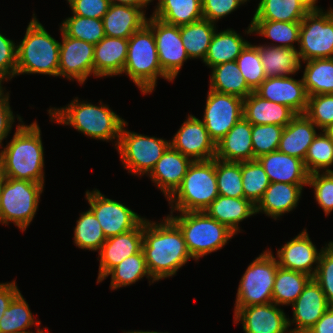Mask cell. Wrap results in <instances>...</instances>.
<instances>
[{
  "instance_id": "44",
  "label": "cell",
  "mask_w": 333,
  "mask_h": 333,
  "mask_svg": "<svg viewBox=\"0 0 333 333\" xmlns=\"http://www.w3.org/2000/svg\"><path fill=\"white\" fill-rule=\"evenodd\" d=\"M60 25L61 30L67 36L93 45H96L105 37L102 19L72 15L63 20Z\"/></svg>"
},
{
  "instance_id": "15",
  "label": "cell",
  "mask_w": 333,
  "mask_h": 333,
  "mask_svg": "<svg viewBox=\"0 0 333 333\" xmlns=\"http://www.w3.org/2000/svg\"><path fill=\"white\" fill-rule=\"evenodd\" d=\"M61 38L58 76L84 84L90 75L94 76L95 45L67 36L60 27Z\"/></svg>"
},
{
  "instance_id": "4",
  "label": "cell",
  "mask_w": 333,
  "mask_h": 333,
  "mask_svg": "<svg viewBox=\"0 0 333 333\" xmlns=\"http://www.w3.org/2000/svg\"><path fill=\"white\" fill-rule=\"evenodd\" d=\"M60 42L53 38L35 14L22 41L17 44L16 75L43 74L58 76Z\"/></svg>"
},
{
  "instance_id": "22",
  "label": "cell",
  "mask_w": 333,
  "mask_h": 333,
  "mask_svg": "<svg viewBox=\"0 0 333 333\" xmlns=\"http://www.w3.org/2000/svg\"><path fill=\"white\" fill-rule=\"evenodd\" d=\"M192 162L169 146L148 175L168 199L180 186Z\"/></svg>"
},
{
  "instance_id": "1",
  "label": "cell",
  "mask_w": 333,
  "mask_h": 333,
  "mask_svg": "<svg viewBox=\"0 0 333 333\" xmlns=\"http://www.w3.org/2000/svg\"><path fill=\"white\" fill-rule=\"evenodd\" d=\"M164 218L160 223L143 220L142 250L155 281L176 275L192 258L178 225L168 215Z\"/></svg>"
},
{
  "instance_id": "18",
  "label": "cell",
  "mask_w": 333,
  "mask_h": 333,
  "mask_svg": "<svg viewBox=\"0 0 333 333\" xmlns=\"http://www.w3.org/2000/svg\"><path fill=\"white\" fill-rule=\"evenodd\" d=\"M317 250L306 229L277 249L276 259L280 267L315 276L322 252ZM316 266H315V265Z\"/></svg>"
},
{
  "instance_id": "19",
  "label": "cell",
  "mask_w": 333,
  "mask_h": 333,
  "mask_svg": "<svg viewBox=\"0 0 333 333\" xmlns=\"http://www.w3.org/2000/svg\"><path fill=\"white\" fill-rule=\"evenodd\" d=\"M293 319H288V326L295 324L291 333H307L330 307L320 285L312 278L300 296L291 305Z\"/></svg>"
},
{
  "instance_id": "62",
  "label": "cell",
  "mask_w": 333,
  "mask_h": 333,
  "mask_svg": "<svg viewBox=\"0 0 333 333\" xmlns=\"http://www.w3.org/2000/svg\"><path fill=\"white\" fill-rule=\"evenodd\" d=\"M2 82H4L1 78H0V90H2L4 87H2Z\"/></svg>"
},
{
  "instance_id": "26",
  "label": "cell",
  "mask_w": 333,
  "mask_h": 333,
  "mask_svg": "<svg viewBox=\"0 0 333 333\" xmlns=\"http://www.w3.org/2000/svg\"><path fill=\"white\" fill-rule=\"evenodd\" d=\"M252 125L242 117L216 144V156L223 161L245 162L254 160Z\"/></svg>"
},
{
  "instance_id": "45",
  "label": "cell",
  "mask_w": 333,
  "mask_h": 333,
  "mask_svg": "<svg viewBox=\"0 0 333 333\" xmlns=\"http://www.w3.org/2000/svg\"><path fill=\"white\" fill-rule=\"evenodd\" d=\"M241 174L244 198L256 205L271 183L269 177L257 160L241 162Z\"/></svg>"
},
{
  "instance_id": "27",
  "label": "cell",
  "mask_w": 333,
  "mask_h": 333,
  "mask_svg": "<svg viewBox=\"0 0 333 333\" xmlns=\"http://www.w3.org/2000/svg\"><path fill=\"white\" fill-rule=\"evenodd\" d=\"M128 39L105 36L94 48V76L121 75L127 60Z\"/></svg>"
},
{
  "instance_id": "12",
  "label": "cell",
  "mask_w": 333,
  "mask_h": 333,
  "mask_svg": "<svg viewBox=\"0 0 333 333\" xmlns=\"http://www.w3.org/2000/svg\"><path fill=\"white\" fill-rule=\"evenodd\" d=\"M85 196L106 239L136 228L145 219L124 204L105 197L98 189L87 190Z\"/></svg>"
},
{
  "instance_id": "49",
  "label": "cell",
  "mask_w": 333,
  "mask_h": 333,
  "mask_svg": "<svg viewBox=\"0 0 333 333\" xmlns=\"http://www.w3.org/2000/svg\"><path fill=\"white\" fill-rule=\"evenodd\" d=\"M321 131L333 123V94H318L308 97L304 113Z\"/></svg>"
},
{
  "instance_id": "56",
  "label": "cell",
  "mask_w": 333,
  "mask_h": 333,
  "mask_svg": "<svg viewBox=\"0 0 333 333\" xmlns=\"http://www.w3.org/2000/svg\"><path fill=\"white\" fill-rule=\"evenodd\" d=\"M16 281L0 283V319L12 300L20 293Z\"/></svg>"
},
{
  "instance_id": "54",
  "label": "cell",
  "mask_w": 333,
  "mask_h": 333,
  "mask_svg": "<svg viewBox=\"0 0 333 333\" xmlns=\"http://www.w3.org/2000/svg\"><path fill=\"white\" fill-rule=\"evenodd\" d=\"M72 14L86 18L102 19L110 7L109 0H67Z\"/></svg>"
},
{
  "instance_id": "20",
  "label": "cell",
  "mask_w": 333,
  "mask_h": 333,
  "mask_svg": "<svg viewBox=\"0 0 333 333\" xmlns=\"http://www.w3.org/2000/svg\"><path fill=\"white\" fill-rule=\"evenodd\" d=\"M142 243L143 221L128 232L107 238L98 252L100 263L96 283H100L106 274L125 258L139 253L142 250Z\"/></svg>"
},
{
  "instance_id": "55",
  "label": "cell",
  "mask_w": 333,
  "mask_h": 333,
  "mask_svg": "<svg viewBox=\"0 0 333 333\" xmlns=\"http://www.w3.org/2000/svg\"><path fill=\"white\" fill-rule=\"evenodd\" d=\"M5 88L0 90V146L2 147V142L7 138L9 133H11L12 124L15 122V116L9 105V92L4 94ZM0 147V149H1Z\"/></svg>"
},
{
  "instance_id": "33",
  "label": "cell",
  "mask_w": 333,
  "mask_h": 333,
  "mask_svg": "<svg viewBox=\"0 0 333 333\" xmlns=\"http://www.w3.org/2000/svg\"><path fill=\"white\" fill-rule=\"evenodd\" d=\"M153 17L165 23L183 26L203 18L201 0H158Z\"/></svg>"
},
{
  "instance_id": "40",
  "label": "cell",
  "mask_w": 333,
  "mask_h": 333,
  "mask_svg": "<svg viewBox=\"0 0 333 333\" xmlns=\"http://www.w3.org/2000/svg\"><path fill=\"white\" fill-rule=\"evenodd\" d=\"M311 279L309 275L279 266L272 291L273 303L292 305Z\"/></svg>"
},
{
  "instance_id": "36",
  "label": "cell",
  "mask_w": 333,
  "mask_h": 333,
  "mask_svg": "<svg viewBox=\"0 0 333 333\" xmlns=\"http://www.w3.org/2000/svg\"><path fill=\"white\" fill-rule=\"evenodd\" d=\"M216 30V24L204 18L180 26L182 43L190 59L199 58L204 61Z\"/></svg>"
},
{
  "instance_id": "7",
  "label": "cell",
  "mask_w": 333,
  "mask_h": 333,
  "mask_svg": "<svg viewBox=\"0 0 333 333\" xmlns=\"http://www.w3.org/2000/svg\"><path fill=\"white\" fill-rule=\"evenodd\" d=\"M168 215L183 233L187 250L192 259L199 258L222 249L236 235L226 225L210 217L205 211L179 212Z\"/></svg>"
},
{
  "instance_id": "52",
  "label": "cell",
  "mask_w": 333,
  "mask_h": 333,
  "mask_svg": "<svg viewBox=\"0 0 333 333\" xmlns=\"http://www.w3.org/2000/svg\"><path fill=\"white\" fill-rule=\"evenodd\" d=\"M17 43L0 33V78L11 80L16 76Z\"/></svg>"
},
{
  "instance_id": "65",
  "label": "cell",
  "mask_w": 333,
  "mask_h": 333,
  "mask_svg": "<svg viewBox=\"0 0 333 333\" xmlns=\"http://www.w3.org/2000/svg\"><path fill=\"white\" fill-rule=\"evenodd\" d=\"M0 196H1V175H0Z\"/></svg>"
},
{
  "instance_id": "5",
  "label": "cell",
  "mask_w": 333,
  "mask_h": 333,
  "mask_svg": "<svg viewBox=\"0 0 333 333\" xmlns=\"http://www.w3.org/2000/svg\"><path fill=\"white\" fill-rule=\"evenodd\" d=\"M219 196L216 158L193 161L177 190L167 199L173 212H201Z\"/></svg>"
},
{
  "instance_id": "41",
  "label": "cell",
  "mask_w": 333,
  "mask_h": 333,
  "mask_svg": "<svg viewBox=\"0 0 333 333\" xmlns=\"http://www.w3.org/2000/svg\"><path fill=\"white\" fill-rule=\"evenodd\" d=\"M41 321L34 319L28 303L21 292L12 300L0 319V333H34L28 328L38 327ZM43 329L37 328V333Z\"/></svg>"
},
{
  "instance_id": "43",
  "label": "cell",
  "mask_w": 333,
  "mask_h": 333,
  "mask_svg": "<svg viewBox=\"0 0 333 333\" xmlns=\"http://www.w3.org/2000/svg\"><path fill=\"white\" fill-rule=\"evenodd\" d=\"M304 165L309 174L322 171L333 172L330 169L333 165V140L326 131H321L314 138L307 150Z\"/></svg>"
},
{
  "instance_id": "28",
  "label": "cell",
  "mask_w": 333,
  "mask_h": 333,
  "mask_svg": "<svg viewBox=\"0 0 333 333\" xmlns=\"http://www.w3.org/2000/svg\"><path fill=\"white\" fill-rule=\"evenodd\" d=\"M147 19L142 8L111 4L102 18L105 36L129 39L146 24Z\"/></svg>"
},
{
  "instance_id": "2",
  "label": "cell",
  "mask_w": 333,
  "mask_h": 333,
  "mask_svg": "<svg viewBox=\"0 0 333 333\" xmlns=\"http://www.w3.org/2000/svg\"><path fill=\"white\" fill-rule=\"evenodd\" d=\"M17 119L20 124L15 128L13 138L0 151V175L44 185V147L40 127L37 121L26 125L19 115Z\"/></svg>"
},
{
  "instance_id": "10",
  "label": "cell",
  "mask_w": 333,
  "mask_h": 333,
  "mask_svg": "<svg viewBox=\"0 0 333 333\" xmlns=\"http://www.w3.org/2000/svg\"><path fill=\"white\" fill-rule=\"evenodd\" d=\"M125 122L120 132L117 150L120 154L122 165L128 173L134 175H145L151 172L163 153L170 146V141L149 137L125 129Z\"/></svg>"
},
{
  "instance_id": "39",
  "label": "cell",
  "mask_w": 333,
  "mask_h": 333,
  "mask_svg": "<svg viewBox=\"0 0 333 333\" xmlns=\"http://www.w3.org/2000/svg\"><path fill=\"white\" fill-rule=\"evenodd\" d=\"M302 80L308 97L333 94V58L304 61Z\"/></svg>"
},
{
  "instance_id": "48",
  "label": "cell",
  "mask_w": 333,
  "mask_h": 333,
  "mask_svg": "<svg viewBox=\"0 0 333 333\" xmlns=\"http://www.w3.org/2000/svg\"><path fill=\"white\" fill-rule=\"evenodd\" d=\"M284 127L275 124L252 125L254 160L264 154L278 150Z\"/></svg>"
},
{
  "instance_id": "51",
  "label": "cell",
  "mask_w": 333,
  "mask_h": 333,
  "mask_svg": "<svg viewBox=\"0 0 333 333\" xmlns=\"http://www.w3.org/2000/svg\"><path fill=\"white\" fill-rule=\"evenodd\" d=\"M320 285L330 307H333V241L322 249L317 271L313 277Z\"/></svg>"
},
{
  "instance_id": "59",
  "label": "cell",
  "mask_w": 333,
  "mask_h": 333,
  "mask_svg": "<svg viewBox=\"0 0 333 333\" xmlns=\"http://www.w3.org/2000/svg\"><path fill=\"white\" fill-rule=\"evenodd\" d=\"M309 11H322V8H318L316 5L318 0H300Z\"/></svg>"
},
{
  "instance_id": "32",
  "label": "cell",
  "mask_w": 333,
  "mask_h": 333,
  "mask_svg": "<svg viewBox=\"0 0 333 333\" xmlns=\"http://www.w3.org/2000/svg\"><path fill=\"white\" fill-rule=\"evenodd\" d=\"M217 32L218 30L212 36L208 52L203 61L209 68L226 62L236 61L237 57L249 43L239 33L230 28Z\"/></svg>"
},
{
  "instance_id": "58",
  "label": "cell",
  "mask_w": 333,
  "mask_h": 333,
  "mask_svg": "<svg viewBox=\"0 0 333 333\" xmlns=\"http://www.w3.org/2000/svg\"><path fill=\"white\" fill-rule=\"evenodd\" d=\"M154 0H109L110 4H123V5H131L135 7L146 9L149 3Z\"/></svg>"
},
{
  "instance_id": "63",
  "label": "cell",
  "mask_w": 333,
  "mask_h": 333,
  "mask_svg": "<svg viewBox=\"0 0 333 333\" xmlns=\"http://www.w3.org/2000/svg\"><path fill=\"white\" fill-rule=\"evenodd\" d=\"M124 333H139V332L138 331H127V332L124 331Z\"/></svg>"
},
{
  "instance_id": "13",
  "label": "cell",
  "mask_w": 333,
  "mask_h": 333,
  "mask_svg": "<svg viewBox=\"0 0 333 333\" xmlns=\"http://www.w3.org/2000/svg\"><path fill=\"white\" fill-rule=\"evenodd\" d=\"M203 120L211 139L217 144L243 117V98L209 89Z\"/></svg>"
},
{
  "instance_id": "14",
  "label": "cell",
  "mask_w": 333,
  "mask_h": 333,
  "mask_svg": "<svg viewBox=\"0 0 333 333\" xmlns=\"http://www.w3.org/2000/svg\"><path fill=\"white\" fill-rule=\"evenodd\" d=\"M146 24L153 30L161 68L173 81L184 62L190 59L182 43L180 27L165 23L152 15Z\"/></svg>"
},
{
  "instance_id": "8",
  "label": "cell",
  "mask_w": 333,
  "mask_h": 333,
  "mask_svg": "<svg viewBox=\"0 0 333 333\" xmlns=\"http://www.w3.org/2000/svg\"><path fill=\"white\" fill-rule=\"evenodd\" d=\"M44 185L1 176L0 223H14L21 231L36 215Z\"/></svg>"
},
{
  "instance_id": "38",
  "label": "cell",
  "mask_w": 333,
  "mask_h": 333,
  "mask_svg": "<svg viewBox=\"0 0 333 333\" xmlns=\"http://www.w3.org/2000/svg\"><path fill=\"white\" fill-rule=\"evenodd\" d=\"M109 275H111V290L132 285L141 278L143 279V277L148 278L149 284L156 282L148 271L143 250L125 258L121 263L112 268L100 282Z\"/></svg>"
},
{
  "instance_id": "16",
  "label": "cell",
  "mask_w": 333,
  "mask_h": 333,
  "mask_svg": "<svg viewBox=\"0 0 333 333\" xmlns=\"http://www.w3.org/2000/svg\"><path fill=\"white\" fill-rule=\"evenodd\" d=\"M174 135L170 141V146L192 161H205L215 158L216 144L209 136L201 119L194 115H188Z\"/></svg>"
},
{
  "instance_id": "17",
  "label": "cell",
  "mask_w": 333,
  "mask_h": 333,
  "mask_svg": "<svg viewBox=\"0 0 333 333\" xmlns=\"http://www.w3.org/2000/svg\"><path fill=\"white\" fill-rule=\"evenodd\" d=\"M288 319L273 302L242 307L234 314V323L241 322L245 333H291Z\"/></svg>"
},
{
  "instance_id": "42",
  "label": "cell",
  "mask_w": 333,
  "mask_h": 333,
  "mask_svg": "<svg viewBox=\"0 0 333 333\" xmlns=\"http://www.w3.org/2000/svg\"><path fill=\"white\" fill-rule=\"evenodd\" d=\"M76 222L73 237L74 244L83 250H98L99 252L106 241V237L93 212L90 209L81 212Z\"/></svg>"
},
{
  "instance_id": "29",
  "label": "cell",
  "mask_w": 333,
  "mask_h": 333,
  "mask_svg": "<svg viewBox=\"0 0 333 333\" xmlns=\"http://www.w3.org/2000/svg\"><path fill=\"white\" fill-rule=\"evenodd\" d=\"M319 129L305 114H297L283 129L278 151L304 161Z\"/></svg>"
},
{
  "instance_id": "9",
  "label": "cell",
  "mask_w": 333,
  "mask_h": 333,
  "mask_svg": "<svg viewBox=\"0 0 333 333\" xmlns=\"http://www.w3.org/2000/svg\"><path fill=\"white\" fill-rule=\"evenodd\" d=\"M279 267L271 249L249 264L238 285L234 314L242 307L273 302L272 291Z\"/></svg>"
},
{
  "instance_id": "50",
  "label": "cell",
  "mask_w": 333,
  "mask_h": 333,
  "mask_svg": "<svg viewBox=\"0 0 333 333\" xmlns=\"http://www.w3.org/2000/svg\"><path fill=\"white\" fill-rule=\"evenodd\" d=\"M307 186L314 188V199L328 216L333 211V172L309 174Z\"/></svg>"
},
{
  "instance_id": "64",
  "label": "cell",
  "mask_w": 333,
  "mask_h": 333,
  "mask_svg": "<svg viewBox=\"0 0 333 333\" xmlns=\"http://www.w3.org/2000/svg\"><path fill=\"white\" fill-rule=\"evenodd\" d=\"M44 331H47V329L45 328V330L43 329L40 333H46ZM47 333H49V331H47Z\"/></svg>"
},
{
  "instance_id": "24",
  "label": "cell",
  "mask_w": 333,
  "mask_h": 333,
  "mask_svg": "<svg viewBox=\"0 0 333 333\" xmlns=\"http://www.w3.org/2000/svg\"><path fill=\"white\" fill-rule=\"evenodd\" d=\"M306 185L308 184L270 183L255 205L256 214L261 212L276 220L283 214L289 213L297 207L303 187Z\"/></svg>"
},
{
  "instance_id": "21",
  "label": "cell",
  "mask_w": 333,
  "mask_h": 333,
  "mask_svg": "<svg viewBox=\"0 0 333 333\" xmlns=\"http://www.w3.org/2000/svg\"><path fill=\"white\" fill-rule=\"evenodd\" d=\"M255 92L264 99L288 106L296 114H304L308 95L303 80L289 77L266 78Z\"/></svg>"
},
{
  "instance_id": "3",
  "label": "cell",
  "mask_w": 333,
  "mask_h": 333,
  "mask_svg": "<svg viewBox=\"0 0 333 333\" xmlns=\"http://www.w3.org/2000/svg\"><path fill=\"white\" fill-rule=\"evenodd\" d=\"M48 114L51 122L74 127L93 139L107 142L116 139L115 148L119 143L122 126L126 122L101 101L99 106H96L87 101L80 102L78 97L66 107L50 108Z\"/></svg>"
},
{
  "instance_id": "30",
  "label": "cell",
  "mask_w": 333,
  "mask_h": 333,
  "mask_svg": "<svg viewBox=\"0 0 333 333\" xmlns=\"http://www.w3.org/2000/svg\"><path fill=\"white\" fill-rule=\"evenodd\" d=\"M205 212L219 223L226 225L235 234L240 231V222L256 214L255 205L250 200L244 197L221 195L209 205Z\"/></svg>"
},
{
  "instance_id": "6",
  "label": "cell",
  "mask_w": 333,
  "mask_h": 333,
  "mask_svg": "<svg viewBox=\"0 0 333 333\" xmlns=\"http://www.w3.org/2000/svg\"><path fill=\"white\" fill-rule=\"evenodd\" d=\"M123 73L130 77L143 95L153 92L158 77L172 82L161 68L153 30L147 24L128 39Z\"/></svg>"
},
{
  "instance_id": "61",
  "label": "cell",
  "mask_w": 333,
  "mask_h": 333,
  "mask_svg": "<svg viewBox=\"0 0 333 333\" xmlns=\"http://www.w3.org/2000/svg\"><path fill=\"white\" fill-rule=\"evenodd\" d=\"M139 333H164V332H156V331H138ZM165 333H168V332H165Z\"/></svg>"
},
{
  "instance_id": "35",
  "label": "cell",
  "mask_w": 333,
  "mask_h": 333,
  "mask_svg": "<svg viewBox=\"0 0 333 333\" xmlns=\"http://www.w3.org/2000/svg\"><path fill=\"white\" fill-rule=\"evenodd\" d=\"M209 89L219 93L232 94L246 98L253 90L241 75L236 61L226 62L212 67Z\"/></svg>"
},
{
  "instance_id": "53",
  "label": "cell",
  "mask_w": 333,
  "mask_h": 333,
  "mask_svg": "<svg viewBox=\"0 0 333 333\" xmlns=\"http://www.w3.org/2000/svg\"><path fill=\"white\" fill-rule=\"evenodd\" d=\"M203 18L216 24L219 19L224 18L233 11H236L240 5L244 4L242 0H201Z\"/></svg>"
},
{
  "instance_id": "31",
  "label": "cell",
  "mask_w": 333,
  "mask_h": 333,
  "mask_svg": "<svg viewBox=\"0 0 333 333\" xmlns=\"http://www.w3.org/2000/svg\"><path fill=\"white\" fill-rule=\"evenodd\" d=\"M258 50L266 78L289 77L302 67L297 50L270 44L258 45Z\"/></svg>"
},
{
  "instance_id": "47",
  "label": "cell",
  "mask_w": 333,
  "mask_h": 333,
  "mask_svg": "<svg viewBox=\"0 0 333 333\" xmlns=\"http://www.w3.org/2000/svg\"><path fill=\"white\" fill-rule=\"evenodd\" d=\"M236 63L247 85L255 91L266 79L265 71L260 60L258 45L250 42L237 57Z\"/></svg>"
},
{
  "instance_id": "34",
  "label": "cell",
  "mask_w": 333,
  "mask_h": 333,
  "mask_svg": "<svg viewBox=\"0 0 333 333\" xmlns=\"http://www.w3.org/2000/svg\"><path fill=\"white\" fill-rule=\"evenodd\" d=\"M250 23L245 33L250 35L252 33L259 34L261 37L263 36L280 43H270V46L297 50L293 43L297 42V45L299 44L301 22L252 20Z\"/></svg>"
},
{
  "instance_id": "37",
  "label": "cell",
  "mask_w": 333,
  "mask_h": 333,
  "mask_svg": "<svg viewBox=\"0 0 333 333\" xmlns=\"http://www.w3.org/2000/svg\"><path fill=\"white\" fill-rule=\"evenodd\" d=\"M308 12L300 0H260L252 20L301 22Z\"/></svg>"
},
{
  "instance_id": "60",
  "label": "cell",
  "mask_w": 333,
  "mask_h": 333,
  "mask_svg": "<svg viewBox=\"0 0 333 333\" xmlns=\"http://www.w3.org/2000/svg\"><path fill=\"white\" fill-rule=\"evenodd\" d=\"M326 133L331 137V139L333 140V123L330 125V127L325 130Z\"/></svg>"
},
{
  "instance_id": "25",
  "label": "cell",
  "mask_w": 333,
  "mask_h": 333,
  "mask_svg": "<svg viewBox=\"0 0 333 333\" xmlns=\"http://www.w3.org/2000/svg\"><path fill=\"white\" fill-rule=\"evenodd\" d=\"M296 115L288 106L268 101L255 91L243 100V117L251 125L275 124L285 127Z\"/></svg>"
},
{
  "instance_id": "11",
  "label": "cell",
  "mask_w": 333,
  "mask_h": 333,
  "mask_svg": "<svg viewBox=\"0 0 333 333\" xmlns=\"http://www.w3.org/2000/svg\"><path fill=\"white\" fill-rule=\"evenodd\" d=\"M309 11L300 26V61L333 58V9Z\"/></svg>"
},
{
  "instance_id": "23",
  "label": "cell",
  "mask_w": 333,
  "mask_h": 333,
  "mask_svg": "<svg viewBox=\"0 0 333 333\" xmlns=\"http://www.w3.org/2000/svg\"><path fill=\"white\" fill-rule=\"evenodd\" d=\"M256 160L265 170L271 183L308 184L309 173L304 161L297 157L277 150L261 155Z\"/></svg>"
},
{
  "instance_id": "57",
  "label": "cell",
  "mask_w": 333,
  "mask_h": 333,
  "mask_svg": "<svg viewBox=\"0 0 333 333\" xmlns=\"http://www.w3.org/2000/svg\"><path fill=\"white\" fill-rule=\"evenodd\" d=\"M307 333H333V307H329Z\"/></svg>"
},
{
  "instance_id": "46",
  "label": "cell",
  "mask_w": 333,
  "mask_h": 333,
  "mask_svg": "<svg viewBox=\"0 0 333 333\" xmlns=\"http://www.w3.org/2000/svg\"><path fill=\"white\" fill-rule=\"evenodd\" d=\"M216 177L219 195L244 197L241 162H229L216 158Z\"/></svg>"
}]
</instances>
